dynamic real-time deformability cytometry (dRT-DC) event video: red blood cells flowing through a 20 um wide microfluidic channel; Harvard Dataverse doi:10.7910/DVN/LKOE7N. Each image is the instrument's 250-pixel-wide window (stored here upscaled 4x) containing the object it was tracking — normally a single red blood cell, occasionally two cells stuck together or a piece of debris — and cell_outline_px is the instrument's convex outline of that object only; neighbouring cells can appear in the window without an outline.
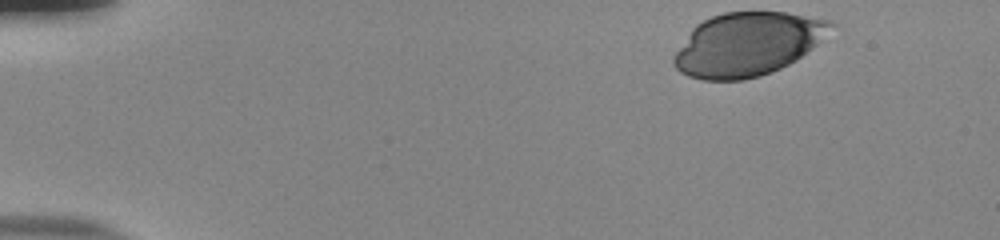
{"species": "human", "species_latin": "Homo sapiens", "temperature_condition": "room temperature", "stored_images_in_passage": 39, "camera_frame_rate_fps": 3000, "um_per_image_px": 0.085, "donor": {"sex": "male"}, "frame": {"image": 1, "passage_image": 1, "time_ms": 0.0, "image_size_px": [1000, 240], "cell_outline_px": [[840, 24], [816, 44], [796, 60], [772, 72], [760, 76], [744, 80], [704, 80], [688, 76], [680, 72], [672, 64], [672, 56], [692, 28], [696, 24], [712, 16], [724, 12], [784, 12], [832, 20]], "centroid_in_image_um": [63.55, 3.75], "position_along_channel_um": 21.5, "area_um2": 58.26}}